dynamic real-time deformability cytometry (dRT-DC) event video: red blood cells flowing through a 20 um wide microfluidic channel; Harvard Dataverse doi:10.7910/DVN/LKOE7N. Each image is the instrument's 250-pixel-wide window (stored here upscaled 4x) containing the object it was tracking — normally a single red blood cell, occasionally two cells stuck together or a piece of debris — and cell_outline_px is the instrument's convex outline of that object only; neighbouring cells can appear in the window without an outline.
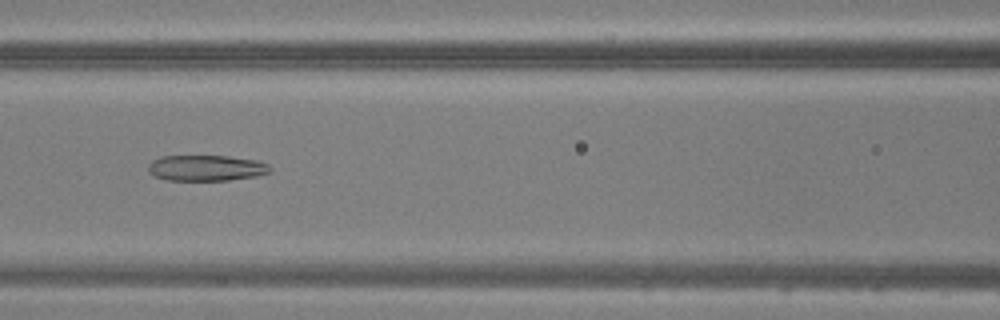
{"species": "common noctule bat (a hibernating species)", "species_latin": "Nyctalus noctula", "temperature_condition": "warm", "stored_images_in_passage": 38, "camera_frame_rate_fps": 3000, "um_per_image_px": 0.085, "animal": {"sex": "male", "body_mass_g": 20.5, "forearm_length_mm": 52.5}, "frame": {"image": 1, "passage_image": 17, "time_ms": 5.333, "image_size_px": [1000, 320], "cell_outline_px": [[272, 168], [268, 172], [256, 176], [228, 180], [168, 180], [152, 176], [148, 172], [148, 164], [152, 160], [160, 156], [228, 156], [256, 160], [268, 164]], "centroid_in_image_um": [17.48, 14.27], "position_along_channel_um": 149.1, "area_um2": 18.38}}
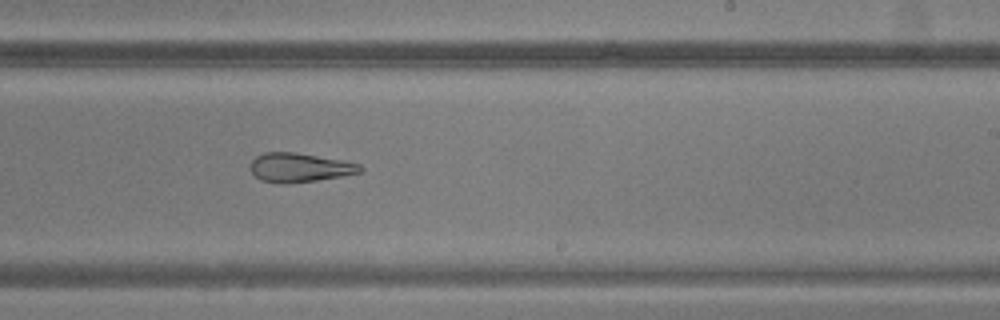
{"frame": {"image": 2, "passage_image": 25, "time_ms": 8.0, "image_size_px": [1000, 320], "cell_outline_px": [[364, 168], [360, 172], [340, 176], [316, 180], [284, 184], [276, 184], [260, 180], [252, 172], [252, 160], [256, 156], [264, 152], [296, 152], [340, 160], [360, 164]], "centroid_in_image_um": [25.44, 14.24], "position_along_channel_um": 263.6, "area_um2": 18.44}}
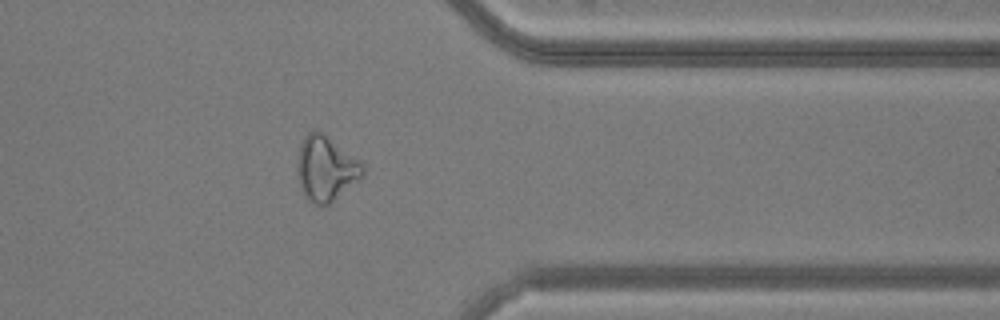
{"frame": {"image": 3, "passage_image": 34, "time_ms": 11.0, "image_size_px": [1000, 320], "cell_outline_px": [[364, 176], [360, 180], [324, 208], [308, 200], [300, 184], [300, 144], [304, 136], [308, 132], [320, 132], [360, 160], [364, 168]], "centroid_in_image_um": [27.77, 14.37], "position_along_channel_um": 383.6, "area_um2": 23.99}}